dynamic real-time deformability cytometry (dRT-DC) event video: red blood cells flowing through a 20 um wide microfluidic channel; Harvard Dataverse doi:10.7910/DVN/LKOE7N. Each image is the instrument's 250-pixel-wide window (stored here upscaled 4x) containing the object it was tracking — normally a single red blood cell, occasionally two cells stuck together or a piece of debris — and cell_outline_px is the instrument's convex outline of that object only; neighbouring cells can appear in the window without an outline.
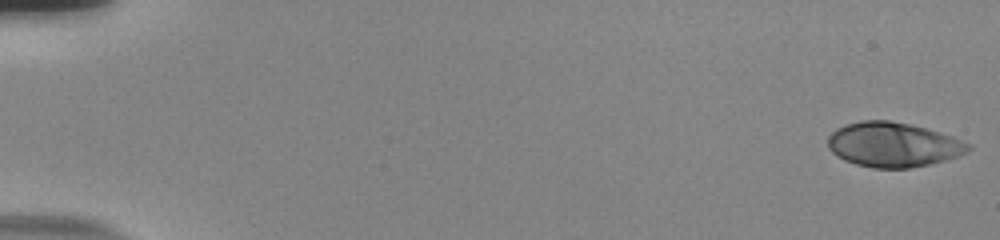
{"species": "human", "species_latin": "Homo sapiens", "temperature_condition": "room temperature", "stored_images_in_passage": 56, "camera_frame_rate_fps": 3000, "um_per_image_px": 0.085, "donor": {"sex": "male"}, "frame": {"image": 1, "passage_image": 1, "time_ms": 0.0, "image_size_px": [1000, 240], "cell_outline_px": [[972, 148], [968, 152], [944, 160], [928, 164], [908, 168], [872, 168], [856, 164], [844, 160], [836, 156], [828, 148], [828, 136], [836, 128], [844, 124], [860, 120], [888, 120], [908, 124], [924, 128], [952, 136], [972, 144]], "centroid_in_image_um": [75.89, 12.29], "position_along_channel_um": 9.1, "area_um2": 36.53}}
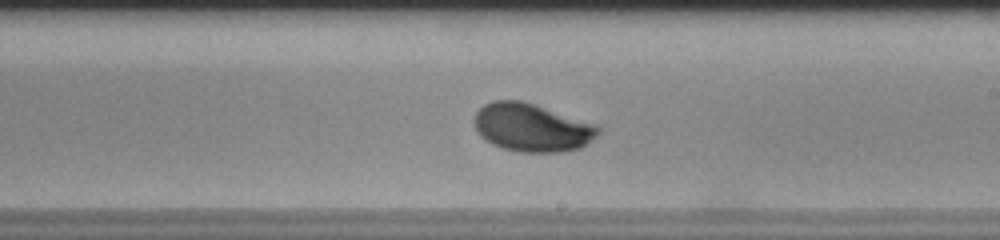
{"frame": {"image": 2, "passage_image": 34, "time_ms": 11.0, "image_size_px": [1000, 240], "cell_outline_px": [[604, 128], [588, 144], [580, 148], [564, 152], [520, 152], [504, 148], [492, 144], [480, 136], [476, 132], [472, 120], [476, 112], [484, 104], [492, 100], [520, 100], [600, 124]], "centroid_in_image_um": [45.24, 10.84], "position_along_channel_um": 243.8, "area_um2": 35.37}}
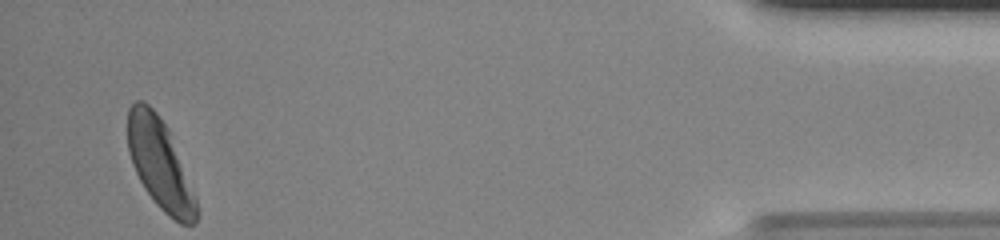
{"frame": {"image": 3, "passage_image": 54, "time_ms": 17.667, "image_size_px": [1000, 240], "cell_outline_px": [[196, 224], [180, 224], [168, 216], [156, 204], [144, 188], [132, 164], [128, 152], [128, 108], [136, 100], [144, 100], [156, 112], [168, 128], [196, 196]], "centroid_in_image_um": [13.58, 13.93], "position_along_channel_um": 421.6, "area_um2": 35.84}, "authors_computed_cell_mechanics": {"area_um2": 35.3736, "velocity_mm_per_s": 3.6796, "shape_relaxation_time_tau1_ms": 3.7158, "shape_relaxation_time_tau2_ms": null, "deformation_change_tau1": 0.1935, "deformation_change_tau2": null}}